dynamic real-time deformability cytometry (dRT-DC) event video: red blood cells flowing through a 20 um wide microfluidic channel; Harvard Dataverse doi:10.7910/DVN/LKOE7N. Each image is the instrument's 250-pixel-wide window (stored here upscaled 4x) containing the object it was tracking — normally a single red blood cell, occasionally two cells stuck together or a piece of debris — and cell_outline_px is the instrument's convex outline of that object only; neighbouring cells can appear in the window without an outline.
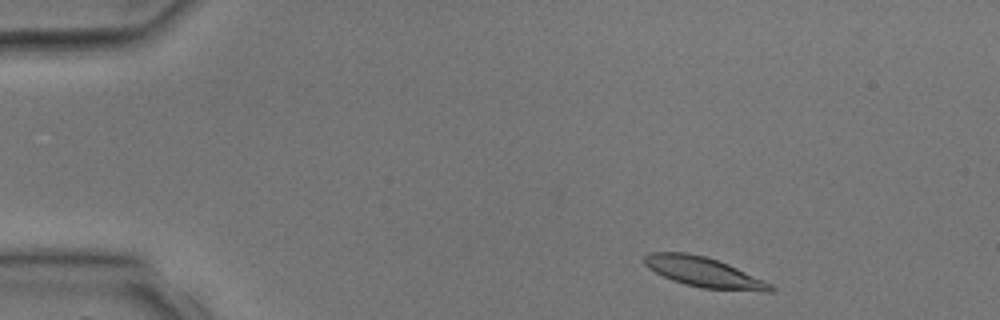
{"species": "common noctule bat (a hibernating species)", "species_latin": "Nyctalus noctula", "temperature_condition": "room temperature", "stored_images_in_passage": 3, "camera_frame_rate_fps": 3000, "um_per_image_px": 0.085, "animal": {"sex": "male", "body_mass_g": 17.9, "forearm_length_mm": 54.2}, "frame": {"image": 1, "passage_image": 1, "time_ms": 0.0, "image_size_px": [1000, 320], "cell_outline_px": [[776, 288], [772, 292], [764, 292], [700, 288], [684, 284], [672, 280], [648, 268], [644, 264], [644, 256], [648, 252], [688, 252], [704, 256], [728, 264], [764, 280], [772, 284]], "centroid_in_image_um": [59.84, 23.14], "position_along_channel_um": 25.2, "area_um2": 22.14}}
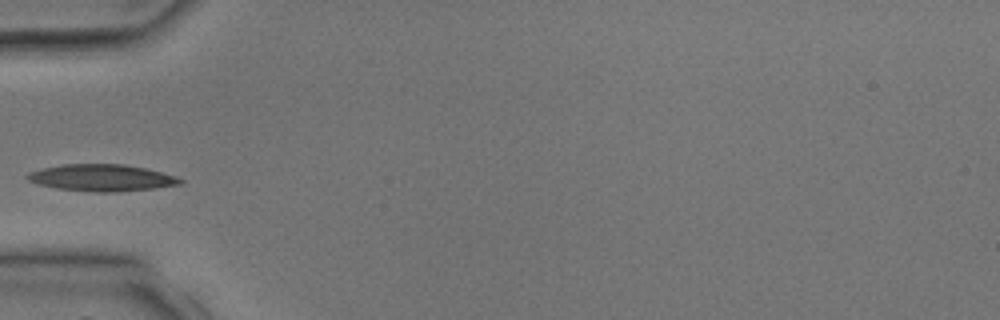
{"frame": {"image": 2, "passage_image": 3, "time_ms": 2.667, "image_size_px": [1000, 320], "cell_outline_px": [[184, 184], [120, 192], [96, 192], [56, 188], [40, 184], [28, 180], [24, 176], [28, 172], [44, 168], [64, 164], [124, 164], [144, 168], [176, 176], [184, 180]], "centroid_in_image_um": [8.66, 15.11], "position_along_channel_um": 76.3, "area_um2": 23.76}}